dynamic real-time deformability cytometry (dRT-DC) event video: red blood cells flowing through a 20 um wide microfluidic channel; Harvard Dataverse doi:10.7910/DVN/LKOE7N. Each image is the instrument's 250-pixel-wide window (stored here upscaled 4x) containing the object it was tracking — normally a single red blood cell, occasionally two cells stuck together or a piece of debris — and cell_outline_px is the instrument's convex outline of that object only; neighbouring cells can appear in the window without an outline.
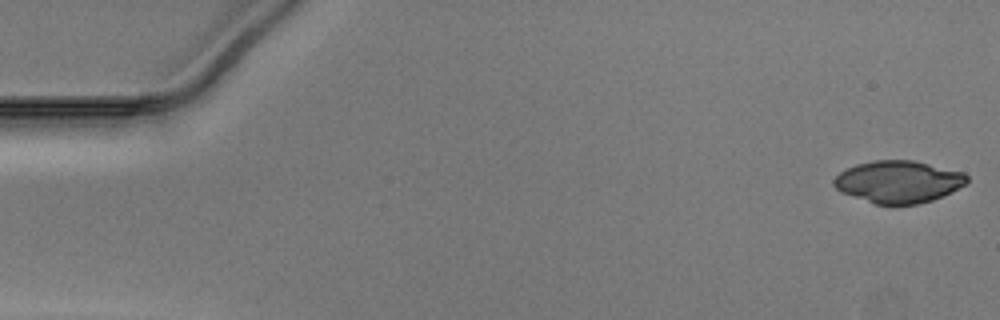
{"species": "Egyptian fruit bat (a non-hibernating species)", "species_latin": "Rousettus aegyptiacus", "temperature_condition": "warm", "stored_images_in_passage": 51, "segment_of_instrument_passage": [1, 2], "camera_frame_rate_fps": 3000, "um_per_image_px": 0.085, "animal": {"sex": "male"}, "frame": {"image": 1, "passage_image": 1, "time_ms": 0.0, "image_size_px": [1000, 320], "cell_outline_px": [[968, 180], [964, 184], [952, 192], [932, 200], [916, 204], [876, 204], [840, 192], [832, 184], [832, 180], [840, 172], [856, 164], [872, 160], [912, 160], [964, 172], [968, 176]], "centroid_in_image_um": [76.34, 15.44], "position_along_channel_um": 8.7, "area_um2": 32.6}}
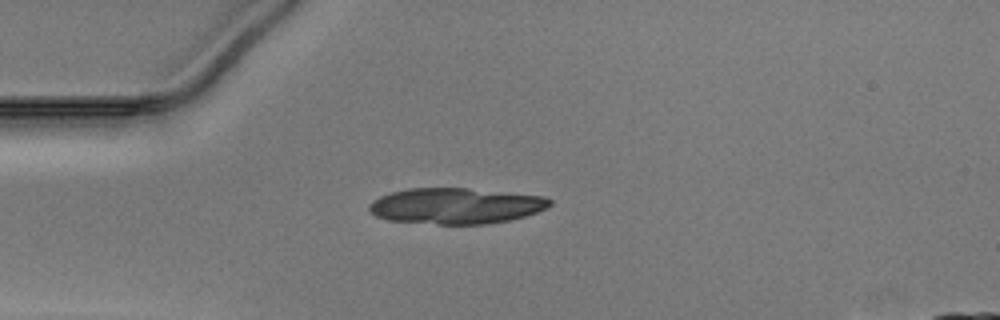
{"frame": {"image": 2, "passage_image": 13, "time_ms": 4.0, "image_size_px": [1000, 320], "cell_outline_px": [[552, 204], [548, 208], [524, 216], [508, 220], [484, 224], [440, 224], [388, 220], [376, 216], [368, 212], [368, 204], [372, 200], [380, 196], [392, 192], [408, 188], [468, 188], [544, 196], [552, 200]], "centroid_in_image_um": [38.72, 17.49], "position_along_channel_um": 46.3, "area_um2": 37.86}}